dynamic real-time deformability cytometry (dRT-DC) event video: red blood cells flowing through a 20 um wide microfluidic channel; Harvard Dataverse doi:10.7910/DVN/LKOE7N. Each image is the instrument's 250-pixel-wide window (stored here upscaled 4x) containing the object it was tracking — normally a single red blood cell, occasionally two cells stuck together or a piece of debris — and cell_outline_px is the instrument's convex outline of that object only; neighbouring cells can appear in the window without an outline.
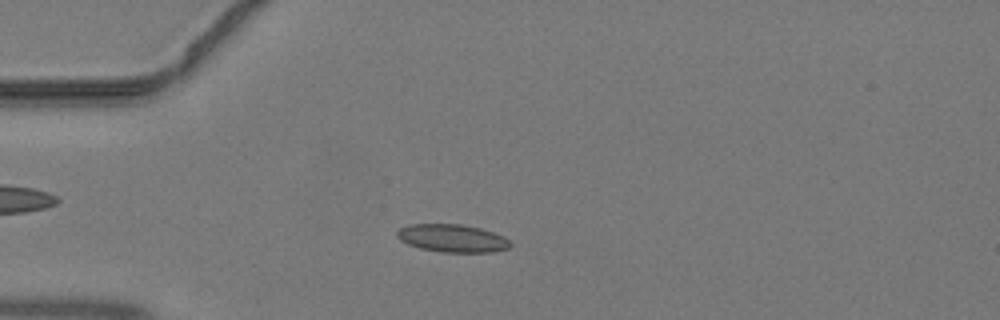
{"species": "common noctule bat (a hibernating species)", "species_latin": "Nyctalus noctula", "temperature_condition": "warm", "stored_images_in_passage": 35, "camera_frame_rate_fps": 3000, "um_per_image_px": 0.085, "animal": {"sex": "male", "body_mass_g": 19.2, "forearm_length_mm": 51.8}, "frame": {"image": 1, "passage_image": 3, "time_ms": 0.667, "image_size_px": [1000, 320], "cell_outline_px": [[512, 244], [508, 248], [492, 252], [440, 252], [420, 248], [408, 244], [400, 240], [396, 236], [396, 232], [400, 228], [408, 224], [460, 224], [480, 228], [504, 236]], "centroid_in_image_um": [38.42, 20.25], "position_along_channel_um": 46.6, "area_um2": 18.38}}
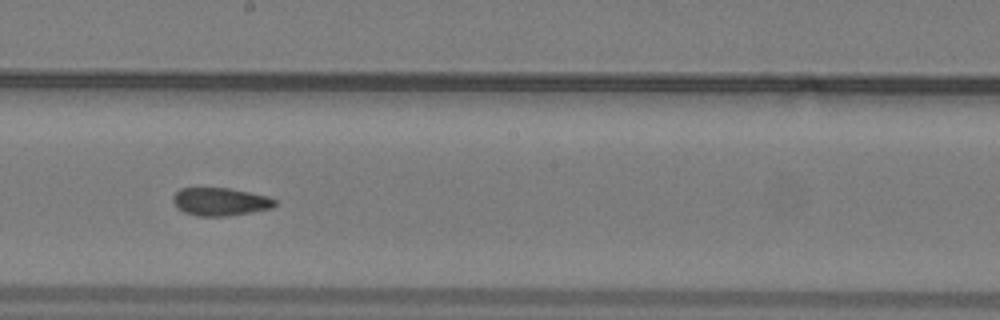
{"frame": {"image": 2, "passage_image": 16, "time_ms": 5.0, "image_size_px": [1000, 320], "cell_outline_px": [[276, 204], [272, 208], [228, 216], [196, 216], [184, 212], [172, 200], [172, 196], [180, 188], [228, 188], [268, 196], [276, 200]], "centroid_in_image_um": [18.72, 17.14], "position_along_channel_um": 229.5, "area_um2": 16.47}}
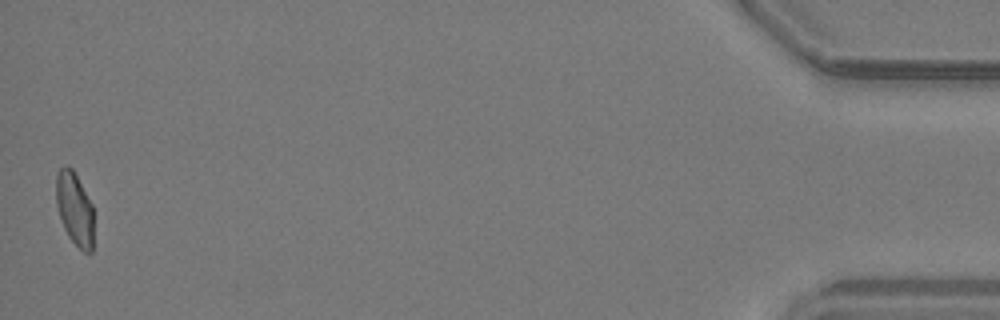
{"frame": {"image": 3, "passage_image": 35, "time_ms": 11.333, "image_size_px": [1000, 320], "cell_outline_px": [[92, 252], [84, 252], [68, 236], [64, 228], [56, 204], [56, 172], [64, 164], [68, 164], [72, 168], [92, 204]], "centroid_in_image_um": [6.32, 17.69], "position_along_channel_um": 428.9, "area_um2": 15.84}}